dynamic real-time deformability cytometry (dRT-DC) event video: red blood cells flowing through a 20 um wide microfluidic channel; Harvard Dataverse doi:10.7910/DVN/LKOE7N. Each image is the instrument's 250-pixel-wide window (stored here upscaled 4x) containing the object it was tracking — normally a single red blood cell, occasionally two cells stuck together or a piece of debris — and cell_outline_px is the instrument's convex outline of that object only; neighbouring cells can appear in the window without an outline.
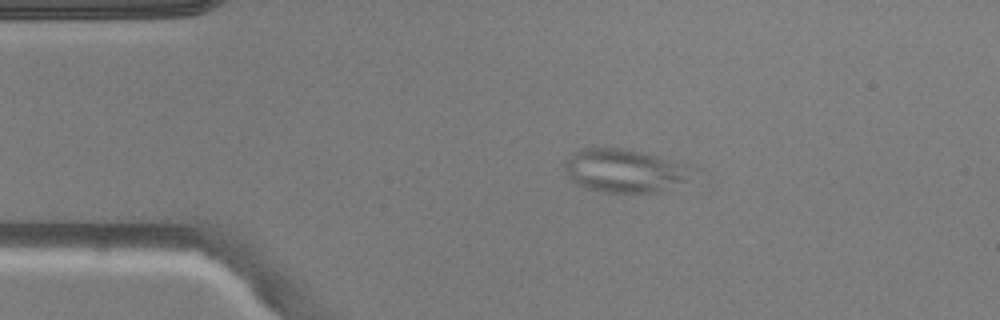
{"species": "common noctule bat (a hibernating species)", "species_latin": "Nyctalus noctula", "temperature_condition": "warm", "stored_images_in_passage": 3, "camera_frame_rate_fps": 3000, "um_per_image_px": 0.085, "animal": {"sex": "male", "body_mass_g": 20.5, "forearm_length_mm": 52.5}, "frame": {"image": 1, "passage_image": 2, "time_ms": 1.0, "image_size_px": [1000, 320], "cell_outline_px": [[708, 172], [688, 180], [656, 192], [604, 192], [584, 188], [576, 184], [572, 180], [564, 168], [564, 160], [580, 148], [624, 148], [704, 168]], "centroid_in_image_um": [53.24, 14.5], "position_along_channel_um": 31.8, "area_um2": 33.0}}